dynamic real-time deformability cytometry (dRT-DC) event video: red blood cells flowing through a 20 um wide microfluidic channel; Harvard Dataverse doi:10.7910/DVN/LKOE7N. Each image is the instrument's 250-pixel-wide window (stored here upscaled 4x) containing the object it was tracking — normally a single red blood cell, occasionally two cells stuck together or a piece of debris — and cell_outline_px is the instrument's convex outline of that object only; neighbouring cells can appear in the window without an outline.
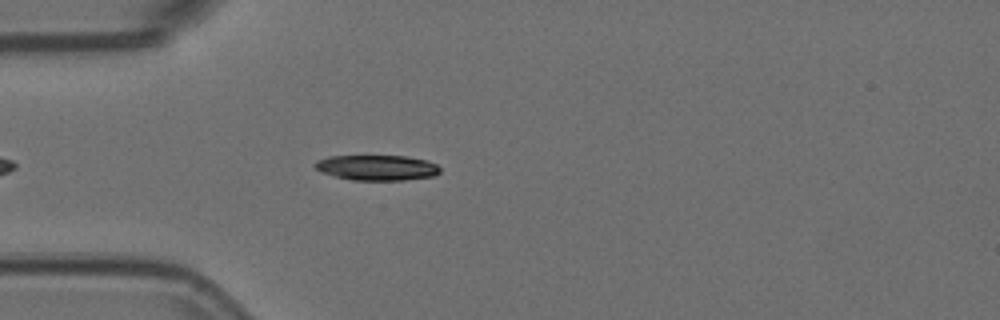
{"species": "Egyptian fruit bat (a non-hibernating species)", "species_latin": "Rousettus aegyptiacus", "temperature_condition": "room temperature", "stored_images_in_passage": 45, "camera_frame_rate_fps": 3000, "um_per_image_px": 0.085, "animal": {"sex": "female"}, "frame": {"image": 1, "passage_image": 6, "time_ms": 1.667, "image_size_px": [1000, 320], "cell_outline_px": [[440, 172], [436, 176], [404, 180], [352, 180], [320, 172], [312, 164], [316, 160], [328, 156], [404, 156], [428, 160], [436, 164], [440, 168]], "centroid_in_image_um": [32.04, 14.25], "position_along_channel_um": 53.0, "area_um2": 18.61}}
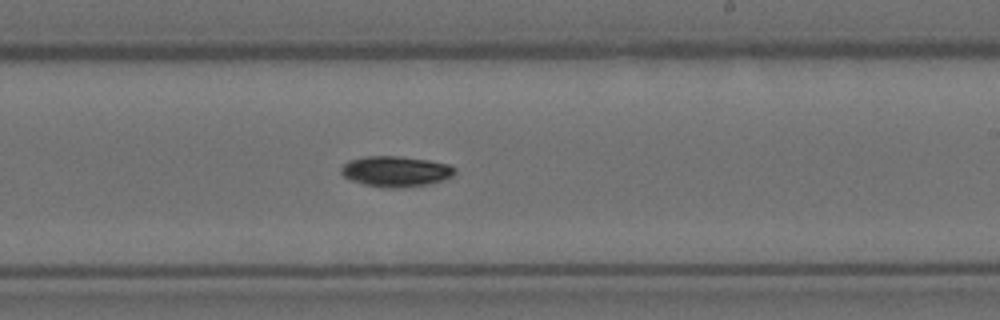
{"frame": {"image": 2, "passage_image": 23, "time_ms": 7.333, "image_size_px": [1000, 320], "cell_outline_px": [[456, 172], [452, 176], [444, 180], [428, 184], [404, 188], [388, 188], [364, 184], [352, 180], [344, 176], [340, 172], [340, 168], [348, 160], [364, 156], [400, 156], [428, 160], [448, 164], [456, 168]], "centroid_in_image_um": [33.65, 14.56], "position_along_channel_um": 255.4, "area_um2": 20.4}}
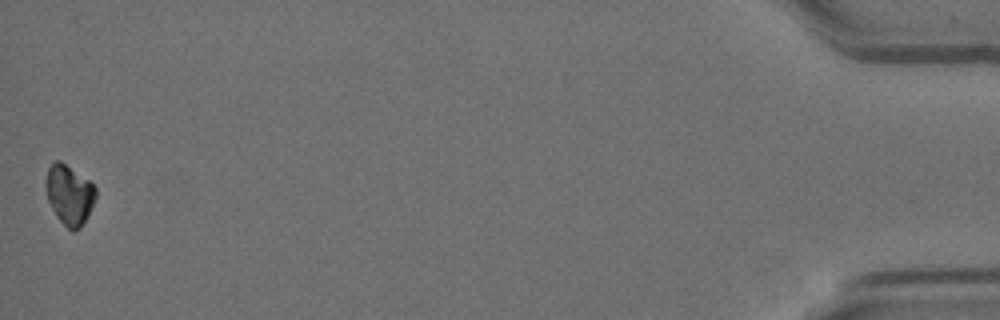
{"frame": {"image": 3, "passage_image": 45, "time_ms": 14.667, "image_size_px": [1000, 320], "cell_outline_px": [[96, 196], [88, 216], [80, 228], [72, 232], [56, 216], [48, 200], [48, 168], [56, 160], [60, 160], [88, 180], [96, 188]], "centroid_in_image_um": [5.93, 16.58], "position_along_channel_um": 429.3, "area_um2": 16.82}, "authors_computed_cell_mechanics": {"area_um2": 19.0162, "velocity_mm_per_s": 3.7006, "shape_relaxation_time_tau1_ms": 3.0323, "shape_relaxation_time_tau2_ms": null, "deformation_change_tau1": 0.107, "deformation_change_tau2": null}}